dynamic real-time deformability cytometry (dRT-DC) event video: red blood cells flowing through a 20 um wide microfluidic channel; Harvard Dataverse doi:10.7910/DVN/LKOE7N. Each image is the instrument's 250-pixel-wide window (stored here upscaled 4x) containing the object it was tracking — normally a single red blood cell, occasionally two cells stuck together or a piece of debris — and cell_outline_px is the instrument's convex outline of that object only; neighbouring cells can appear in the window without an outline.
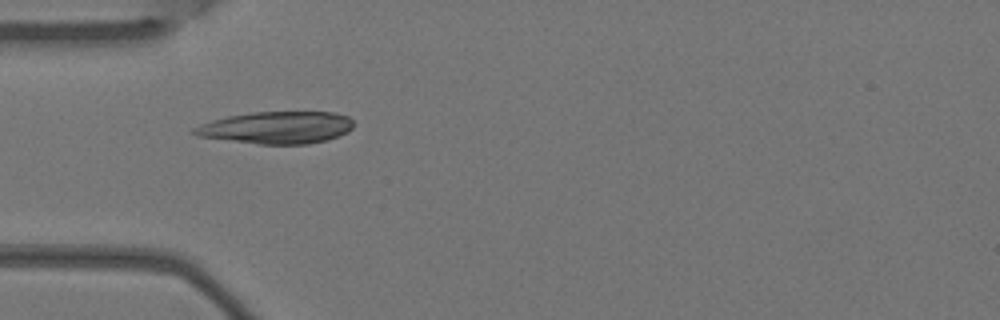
{"species": "Egyptian fruit bat (a non-hibernating species)", "species_latin": "Rousettus aegyptiacus", "temperature_condition": "warm", "stored_images_in_passage": 4, "camera_frame_rate_fps": 3000, "um_per_image_px": 0.085, "animal": {"sex": "female"}, "frame": {"image": 1, "passage_image": 1, "time_ms": 0.0, "image_size_px": [1000, 320], "cell_outline_px": [[352, 128], [348, 132], [340, 136], [328, 140], [308, 144], [260, 144], [200, 136], [192, 132], [192, 128], [200, 124], [212, 120], [228, 116], [252, 112], [336, 112], [348, 116], [352, 120]], "centroid_in_image_um": [23.57, 10.84], "position_along_channel_um": 61.4, "area_um2": 29.82}}
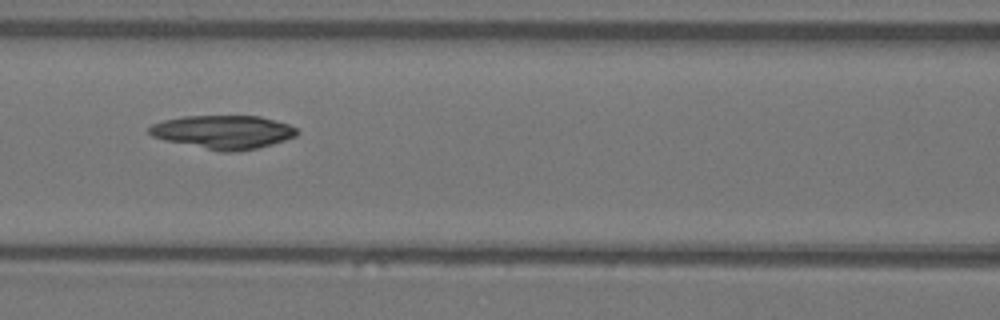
{"frame": {"image": 2, "passage_image": 3, "time_ms": 0.667, "image_size_px": [1000, 320], "cell_outline_px": [[300, 132], [296, 136], [272, 144], [256, 148], [236, 152], [220, 152], [164, 140], [152, 136], [148, 132], [148, 128], [152, 124], [164, 120], [184, 116], [260, 116], [288, 124], [296, 128]], "centroid_in_image_um": [18.97, 11.23], "position_along_channel_um": 147.6, "area_um2": 28.9}}
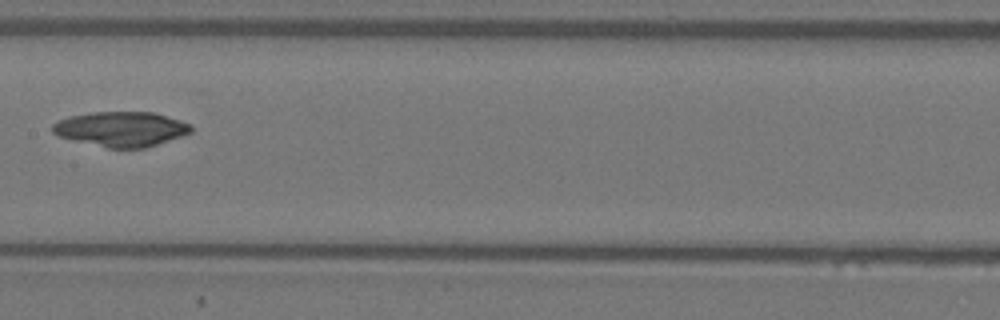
{"frame": {"image": 3, "passage_image": 4, "time_ms": 1.0, "image_size_px": [1000, 320], "cell_outline_px": [[192, 132], [144, 148], [108, 148], [60, 136], [52, 132], [52, 124], [68, 116], [92, 112], [152, 112], [180, 120], [192, 124]], "centroid_in_image_um": [10.31, 10.95], "position_along_channel_um": 197.1, "area_um2": 27.8}}